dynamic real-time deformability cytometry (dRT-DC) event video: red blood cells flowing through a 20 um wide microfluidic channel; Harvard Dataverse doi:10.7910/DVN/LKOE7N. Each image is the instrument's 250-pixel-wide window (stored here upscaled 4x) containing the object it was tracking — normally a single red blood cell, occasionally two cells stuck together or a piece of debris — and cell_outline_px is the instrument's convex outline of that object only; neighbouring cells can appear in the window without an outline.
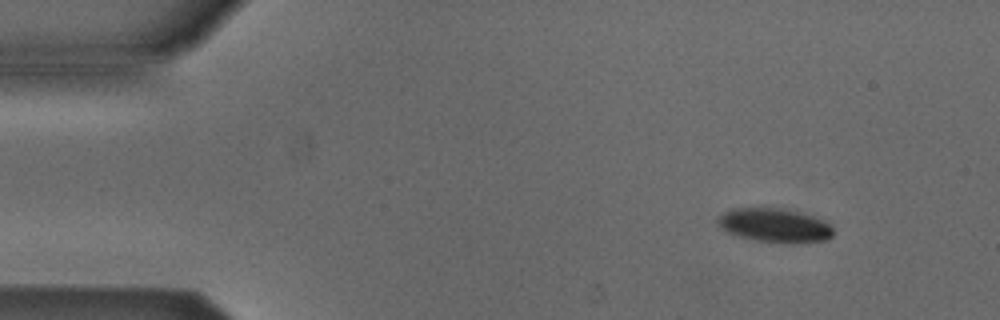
{"species": "Egyptian fruit bat (a non-hibernating species)", "species_latin": "Rousettus aegyptiacus", "temperature_condition": "cold", "stored_images_in_passage": 4, "camera_frame_rate_fps": 3000, "um_per_image_px": 0.085, "animal": {"sex": "male"}, "frame": {"image": 1, "passage_image": 1, "time_ms": 0.0, "image_size_px": [1000, 320], "cell_outline_px": [[832, 236], [824, 240], [796, 244], [784, 244], [752, 240], [728, 232], [716, 220], [724, 212], [732, 208], [780, 208], [812, 216], [824, 220], [832, 228]], "centroid_in_image_um": [65.86, 19.17], "position_along_channel_um": 19.1, "area_um2": 22.72}}
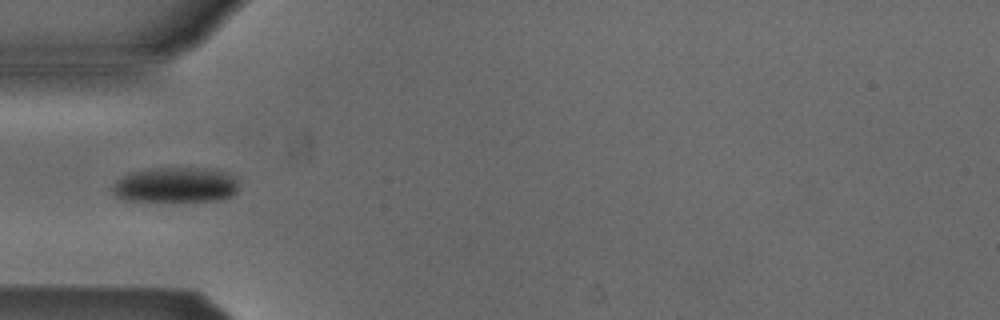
{"frame": {"image": 2, "passage_image": 4, "time_ms": 3.667, "image_size_px": [1000, 320], "cell_outline_px": [[236, 192], [232, 196], [216, 200], [120, 200], [112, 192], [112, 188], [116, 180], [128, 172], [156, 168], [204, 168], [224, 172], [232, 176], [236, 180]], "centroid_in_image_um": [14.86, 15.71], "position_along_channel_um": 70.1, "area_um2": 25.55}}